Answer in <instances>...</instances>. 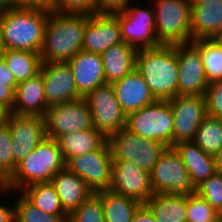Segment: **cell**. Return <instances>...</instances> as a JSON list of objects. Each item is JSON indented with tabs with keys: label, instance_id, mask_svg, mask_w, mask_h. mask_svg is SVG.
<instances>
[{
	"label": "cell",
	"instance_id": "obj_1",
	"mask_svg": "<svg viewBox=\"0 0 222 222\" xmlns=\"http://www.w3.org/2000/svg\"><path fill=\"white\" fill-rule=\"evenodd\" d=\"M85 26L86 14L49 10L40 51L42 63L68 62L83 50Z\"/></svg>",
	"mask_w": 222,
	"mask_h": 222
},
{
	"label": "cell",
	"instance_id": "obj_2",
	"mask_svg": "<svg viewBox=\"0 0 222 222\" xmlns=\"http://www.w3.org/2000/svg\"><path fill=\"white\" fill-rule=\"evenodd\" d=\"M49 9L15 6L2 10L4 49L40 53Z\"/></svg>",
	"mask_w": 222,
	"mask_h": 222
},
{
	"label": "cell",
	"instance_id": "obj_3",
	"mask_svg": "<svg viewBox=\"0 0 222 222\" xmlns=\"http://www.w3.org/2000/svg\"><path fill=\"white\" fill-rule=\"evenodd\" d=\"M136 69L156 100H170L178 95L177 45L138 49Z\"/></svg>",
	"mask_w": 222,
	"mask_h": 222
},
{
	"label": "cell",
	"instance_id": "obj_4",
	"mask_svg": "<svg viewBox=\"0 0 222 222\" xmlns=\"http://www.w3.org/2000/svg\"><path fill=\"white\" fill-rule=\"evenodd\" d=\"M64 168L65 160L57 140L46 137L16 165L12 175L0 187L6 192L12 188L23 190L30 184L50 182Z\"/></svg>",
	"mask_w": 222,
	"mask_h": 222
},
{
	"label": "cell",
	"instance_id": "obj_5",
	"mask_svg": "<svg viewBox=\"0 0 222 222\" xmlns=\"http://www.w3.org/2000/svg\"><path fill=\"white\" fill-rule=\"evenodd\" d=\"M155 25L160 45L191 43V4L189 0H157Z\"/></svg>",
	"mask_w": 222,
	"mask_h": 222
},
{
	"label": "cell",
	"instance_id": "obj_6",
	"mask_svg": "<svg viewBox=\"0 0 222 222\" xmlns=\"http://www.w3.org/2000/svg\"><path fill=\"white\" fill-rule=\"evenodd\" d=\"M125 129L142 138L161 141L173 147L174 117L170 102L156 100L128 114Z\"/></svg>",
	"mask_w": 222,
	"mask_h": 222
},
{
	"label": "cell",
	"instance_id": "obj_7",
	"mask_svg": "<svg viewBox=\"0 0 222 222\" xmlns=\"http://www.w3.org/2000/svg\"><path fill=\"white\" fill-rule=\"evenodd\" d=\"M113 161H128L151 171L168 147L161 141L142 138L122 129L108 138Z\"/></svg>",
	"mask_w": 222,
	"mask_h": 222
},
{
	"label": "cell",
	"instance_id": "obj_8",
	"mask_svg": "<svg viewBox=\"0 0 222 222\" xmlns=\"http://www.w3.org/2000/svg\"><path fill=\"white\" fill-rule=\"evenodd\" d=\"M150 183L154 193L192 194L195 188L189 173L174 147H167L150 171Z\"/></svg>",
	"mask_w": 222,
	"mask_h": 222
},
{
	"label": "cell",
	"instance_id": "obj_9",
	"mask_svg": "<svg viewBox=\"0 0 222 222\" xmlns=\"http://www.w3.org/2000/svg\"><path fill=\"white\" fill-rule=\"evenodd\" d=\"M46 136H60L95 128L93 116L85 98L50 106L44 116Z\"/></svg>",
	"mask_w": 222,
	"mask_h": 222
},
{
	"label": "cell",
	"instance_id": "obj_10",
	"mask_svg": "<svg viewBox=\"0 0 222 222\" xmlns=\"http://www.w3.org/2000/svg\"><path fill=\"white\" fill-rule=\"evenodd\" d=\"M112 162V152L107 140L98 150L69 158L65 167L81 177L95 194L109 190Z\"/></svg>",
	"mask_w": 222,
	"mask_h": 222
},
{
	"label": "cell",
	"instance_id": "obj_11",
	"mask_svg": "<svg viewBox=\"0 0 222 222\" xmlns=\"http://www.w3.org/2000/svg\"><path fill=\"white\" fill-rule=\"evenodd\" d=\"M85 100L89 104L95 129L107 139L125 128L127 115L115 97L112 84L99 85Z\"/></svg>",
	"mask_w": 222,
	"mask_h": 222
},
{
	"label": "cell",
	"instance_id": "obj_12",
	"mask_svg": "<svg viewBox=\"0 0 222 222\" xmlns=\"http://www.w3.org/2000/svg\"><path fill=\"white\" fill-rule=\"evenodd\" d=\"M4 121L11 133L14 172L16 165L47 137L45 121L44 117L14 113H6Z\"/></svg>",
	"mask_w": 222,
	"mask_h": 222
},
{
	"label": "cell",
	"instance_id": "obj_13",
	"mask_svg": "<svg viewBox=\"0 0 222 222\" xmlns=\"http://www.w3.org/2000/svg\"><path fill=\"white\" fill-rule=\"evenodd\" d=\"M168 101L174 117L173 146L193 141L198 127L207 116L205 95H177Z\"/></svg>",
	"mask_w": 222,
	"mask_h": 222
},
{
	"label": "cell",
	"instance_id": "obj_14",
	"mask_svg": "<svg viewBox=\"0 0 222 222\" xmlns=\"http://www.w3.org/2000/svg\"><path fill=\"white\" fill-rule=\"evenodd\" d=\"M110 191L145 204L154 192L150 172L128 161H113Z\"/></svg>",
	"mask_w": 222,
	"mask_h": 222
},
{
	"label": "cell",
	"instance_id": "obj_15",
	"mask_svg": "<svg viewBox=\"0 0 222 222\" xmlns=\"http://www.w3.org/2000/svg\"><path fill=\"white\" fill-rule=\"evenodd\" d=\"M123 42L134 48H153L160 46L156 38L154 12L139 7L127 8L118 14Z\"/></svg>",
	"mask_w": 222,
	"mask_h": 222
},
{
	"label": "cell",
	"instance_id": "obj_16",
	"mask_svg": "<svg viewBox=\"0 0 222 222\" xmlns=\"http://www.w3.org/2000/svg\"><path fill=\"white\" fill-rule=\"evenodd\" d=\"M177 59L179 64L178 95H205L209 83L199 50L192 43L177 45Z\"/></svg>",
	"mask_w": 222,
	"mask_h": 222
},
{
	"label": "cell",
	"instance_id": "obj_17",
	"mask_svg": "<svg viewBox=\"0 0 222 222\" xmlns=\"http://www.w3.org/2000/svg\"><path fill=\"white\" fill-rule=\"evenodd\" d=\"M123 42L118 14H86V26L83 33V50L102 54L113 45Z\"/></svg>",
	"mask_w": 222,
	"mask_h": 222
},
{
	"label": "cell",
	"instance_id": "obj_18",
	"mask_svg": "<svg viewBox=\"0 0 222 222\" xmlns=\"http://www.w3.org/2000/svg\"><path fill=\"white\" fill-rule=\"evenodd\" d=\"M41 70L49 107L82 98L76 90L73 71L68 62L42 63Z\"/></svg>",
	"mask_w": 222,
	"mask_h": 222
},
{
	"label": "cell",
	"instance_id": "obj_19",
	"mask_svg": "<svg viewBox=\"0 0 222 222\" xmlns=\"http://www.w3.org/2000/svg\"><path fill=\"white\" fill-rule=\"evenodd\" d=\"M115 97L128 115L156 101L143 76L135 68L123 79L112 84Z\"/></svg>",
	"mask_w": 222,
	"mask_h": 222
},
{
	"label": "cell",
	"instance_id": "obj_20",
	"mask_svg": "<svg viewBox=\"0 0 222 222\" xmlns=\"http://www.w3.org/2000/svg\"><path fill=\"white\" fill-rule=\"evenodd\" d=\"M68 63L73 71L76 90L82 98L106 83L101 54L81 50Z\"/></svg>",
	"mask_w": 222,
	"mask_h": 222
},
{
	"label": "cell",
	"instance_id": "obj_21",
	"mask_svg": "<svg viewBox=\"0 0 222 222\" xmlns=\"http://www.w3.org/2000/svg\"><path fill=\"white\" fill-rule=\"evenodd\" d=\"M49 106L46 103L43 72L17 84L11 113L44 117Z\"/></svg>",
	"mask_w": 222,
	"mask_h": 222
},
{
	"label": "cell",
	"instance_id": "obj_22",
	"mask_svg": "<svg viewBox=\"0 0 222 222\" xmlns=\"http://www.w3.org/2000/svg\"><path fill=\"white\" fill-rule=\"evenodd\" d=\"M50 182L55 187L61 206L68 215L94 194L81 177L66 167L56 173Z\"/></svg>",
	"mask_w": 222,
	"mask_h": 222
},
{
	"label": "cell",
	"instance_id": "obj_23",
	"mask_svg": "<svg viewBox=\"0 0 222 222\" xmlns=\"http://www.w3.org/2000/svg\"><path fill=\"white\" fill-rule=\"evenodd\" d=\"M173 147L183 160L194 188L216 173L214 156L206 154L195 142H180Z\"/></svg>",
	"mask_w": 222,
	"mask_h": 222
},
{
	"label": "cell",
	"instance_id": "obj_24",
	"mask_svg": "<svg viewBox=\"0 0 222 222\" xmlns=\"http://www.w3.org/2000/svg\"><path fill=\"white\" fill-rule=\"evenodd\" d=\"M192 40L212 39L222 35V0L191 5Z\"/></svg>",
	"mask_w": 222,
	"mask_h": 222
},
{
	"label": "cell",
	"instance_id": "obj_25",
	"mask_svg": "<svg viewBox=\"0 0 222 222\" xmlns=\"http://www.w3.org/2000/svg\"><path fill=\"white\" fill-rule=\"evenodd\" d=\"M137 49L122 42L101 54L105 82L113 84L136 68Z\"/></svg>",
	"mask_w": 222,
	"mask_h": 222
},
{
	"label": "cell",
	"instance_id": "obj_26",
	"mask_svg": "<svg viewBox=\"0 0 222 222\" xmlns=\"http://www.w3.org/2000/svg\"><path fill=\"white\" fill-rule=\"evenodd\" d=\"M145 205L158 222H187V195L154 193Z\"/></svg>",
	"mask_w": 222,
	"mask_h": 222
},
{
	"label": "cell",
	"instance_id": "obj_27",
	"mask_svg": "<svg viewBox=\"0 0 222 222\" xmlns=\"http://www.w3.org/2000/svg\"><path fill=\"white\" fill-rule=\"evenodd\" d=\"M108 139L95 128L68 133L57 139L65 162L75 156L98 150Z\"/></svg>",
	"mask_w": 222,
	"mask_h": 222
},
{
	"label": "cell",
	"instance_id": "obj_28",
	"mask_svg": "<svg viewBox=\"0 0 222 222\" xmlns=\"http://www.w3.org/2000/svg\"><path fill=\"white\" fill-rule=\"evenodd\" d=\"M95 194L101 199L105 222H132L135 212L142 205L135 199L110 190Z\"/></svg>",
	"mask_w": 222,
	"mask_h": 222
},
{
	"label": "cell",
	"instance_id": "obj_29",
	"mask_svg": "<svg viewBox=\"0 0 222 222\" xmlns=\"http://www.w3.org/2000/svg\"><path fill=\"white\" fill-rule=\"evenodd\" d=\"M0 56L13 73L16 83L26 81L40 72L42 60L40 53L4 49Z\"/></svg>",
	"mask_w": 222,
	"mask_h": 222
},
{
	"label": "cell",
	"instance_id": "obj_30",
	"mask_svg": "<svg viewBox=\"0 0 222 222\" xmlns=\"http://www.w3.org/2000/svg\"><path fill=\"white\" fill-rule=\"evenodd\" d=\"M22 195L34 206L50 215H68L51 182L34 183L23 188Z\"/></svg>",
	"mask_w": 222,
	"mask_h": 222
},
{
	"label": "cell",
	"instance_id": "obj_31",
	"mask_svg": "<svg viewBox=\"0 0 222 222\" xmlns=\"http://www.w3.org/2000/svg\"><path fill=\"white\" fill-rule=\"evenodd\" d=\"M191 43L199 50L209 84L222 81V44L217 38L197 39Z\"/></svg>",
	"mask_w": 222,
	"mask_h": 222
},
{
	"label": "cell",
	"instance_id": "obj_32",
	"mask_svg": "<svg viewBox=\"0 0 222 222\" xmlns=\"http://www.w3.org/2000/svg\"><path fill=\"white\" fill-rule=\"evenodd\" d=\"M206 154L215 156L222 149V120L207 115L193 140Z\"/></svg>",
	"mask_w": 222,
	"mask_h": 222
},
{
	"label": "cell",
	"instance_id": "obj_33",
	"mask_svg": "<svg viewBox=\"0 0 222 222\" xmlns=\"http://www.w3.org/2000/svg\"><path fill=\"white\" fill-rule=\"evenodd\" d=\"M15 222H67L68 215H50L32 205L23 195L14 204Z\"/></svg>",
	"mask_w": 222,
	"mask_h": 222
},
{
	"label": "cell",
	"instance_id": "obj_34",
	"mask_svg": "<svg viewBox=\"0 0 222 222\" xmlns=\"http://www.w3.org/2000/svg\"><path fill=\"white\" fill-rule=\"evenodd\" d=\"M187 222H218V213L194 192L187 195Z\"/></svg>",
	"mask_w": 222,
	"mask_h": 222
},
{
	"label": "cell",
	"instance_id": "obj_35",
	"mask_svg": "<svg viewBox=\"0 0 222 222\" xmlns=\"http://www.w3.org/2000/svg\"><path fill=\"white\" fill-rule=\"evenodd\" d=\"M67 222H105L101 199L91 195L68 215Z\"/></svg>",
	"mask_w": 222,
	"mask_h": 222
},
{
	"label": "cell",
	"instance_id": "obj_36",
	"mask_svg": "<svg viewBox=\"0 0 222 222\" xmlns=\"http://www.w3.org/2000/svg\"><path fill=\"white\" fill-rule=\"evenodd\" d=\"M11 133L5 121L0 123V185L13 173Z\"/></svg>",
	"mask_w": 222,
	"mask_h": 222
},
{
	"label": "cell",
	"instance_id": "obj_37",
	"mask_svg": "<svg viewBox=\"0 0 222 222\" xmlns=\"http://www.w3.org/2000/svg\"><path fill=\"white\" fill-rule=\"evenodd\" d=\"M195 192L203 197L218 213L222 208V174L215 173L198 185Z\"/></svg>",
	"mask_w": 222,
	"mask_h": 222
},
{
	"label": "cell",
	"instance_id": "obj_38",
	"mask_svg": "<svg viewBox=\"0 0 222 222\" xmlns=\"http://www.w3.org/2000/svg\"><path fill=\"white\" fill-rule=\"evenodd\" d=\"M52 11L93 15L95 0H52Z\"/></svg>",
	"mask_w": 222,
	"mask_h": 222
},
{
	"label": "cell",
	"instance_id": "obj_39",
	"mask_svg": "<svg viewBox=\"0 0 222 222\" xmlns=\"http://www.w3.org/2000/svg\"><path fill=\"white\" fill-rule=\"evenodd\" d=\"M205 97L207 115L222 120V81L209 84Z\"/></svg>",
	"mask_w": 222,
	"mask_h": 222
},
{
	"label": "cell",
	"instance_id": "obj_40",
	"mask_svg": "<svg viewBox=\"0 0 222 222\" xmlns=\"http://www.w3.org/2000/svg\"><path fill=\"white\" fill-rule=\"evenodd\" d=\"M129 0H95V13L100 15H116L129 7Z\"/></svg>",
	"mask_w": 222,
	"mask_h": 222
},
{
	"label": "cell",
	"instance_id": "obj_41",
	"mask_svg": "<svg viewBox=\"0 0 222 222\" xmlns=\"http://www.w3.org/2000/svg\"><path fill=\"white\" fill-rule=\"evenodd\" d=\"M15 101V90L9 86L0 84V109L5 113H11Z\"/></svg>",
	"mask_w": 222,
	"mask_h": 222
},
{
	"label": "cell",
	"instance_id": "obj_42",
	"mask_svg": "<svg viewBox=\"0 0 222 222\" xmlns=\"http://www.w3.org/2000/svg\"><path fill=\"white\" fill-rule=\"evenodd\" d=\"M0 84L9 85L14 90L16 89L17 86L13 73L10 71L6 62L1 56H0Z\"/></svg>",
	"mask_w": 222,
	"mask_h": 222
},
{
	"label": "cell",
	"instance_id": "obj_43",
	"mask_svg": "<svg viewBox=\"0 0 222 222\" xmlns=\"http://www.w3.org/2000/svg\"><path fill=\"white\" fill-rule=\"evenodd\" d=\"M132 222H158L149 208L142 204L134 214Z\"/></svg>",
	"mask_w": 222,
	"mask_h": 222
},
{
	"label": "cell",
	"instance_id": "obj_44",
	"mask_svg": "<svg viewBox=\"0 0 222 222\" xmlns=\"http://www.w3.org/2000/svg\"><path fill=\"white\" fill-rule=\"evenodd\" d=\"M20 6L41 7L52 10V0H20Z\"/></svg>",
	"mask_w": 222,
	"mask_h": 222
},
{
	"label": "cell",
	"instance_id": "obj_45",
	"mask_svg": "<svg viewBox=\"0 0 222 222\" xmlns=\"http://www.w3.org/2000/svg\"><path fill=\"white\" fill-rule=\"evenodd\" d=\"M0 222H15V208H8L0 204Z\"/></svg>",
	"mask_w": 222,
	"mask_h": 222
},
{
	"label": "cell",
	"instance_id": "obj_46",
	"mask_svg": "<svg viewBox=\"0 0 222 222\" xmlns=\"http://www.w3.org/2000/svg\"><path fill=\"white\" fill-rule=\"evenodd\" d=\"M15 6H20V0H0V9L2 10Z\"/></svg>",
	"mask_w": 222,
	"mask_h": 222
},
{
	"label": "cell",
	"instance_id": "obj_47",
	"mask_svg": "<svg viewBox=\"0 0 222 222\" xmlns=\"http://www.w3.org/2000/svg\"><path fill=\"white\" fill-rule=\"evenodd\" d=\"M216 173L222 174V149L214 156Z\"/></svg>",
	"mask_w": 222,
	"mask_h": 222
},
{
	"label": "cell",
	"instance_id": "obj_48",
	"mask_svg": "<svg viewBox=\"0 0 222 222\" xmlns=\"http://www.w3.org/2000/svg\"><path fill=\"white\" fill-rule=\"evenodd\" d=\"M215 1H221V0H189L191 5L207 4V3H213Z\"/></svg>",
	"mask_w": 222,
	"mask_h": 222
},
{
	"label": "cell",
	"instance_id": "obj_49",
	"mask_svg": "<svg viewBox=\"0 0 222 222\" xmlns=\"http://www.w3.org/2000/svg\"><path fill=\"white\" fill-rule=\"evenodd\" d=\"M4 50L2 39V9H0V53Z\"/></svg>",
	"mask_w": 222,
	"mask_h": 222
},
{
	"label": "cell",
	"instance_id": "obj_50",
	"mask_svg": "<svg viewBox=\"0 0 222 222\" xmlns=\"http://www.w3.org/2000/svg\"><path fill=\"white\" fill-rule=\"evenodd\" d=\"M5 114H6V113H5L2 109H0V123H1L2 121H4Z\"/></svg>",
	"mask_w": 222,
	"mask_h": 222
},
{
	"label": "cell",
	"instance_id": "obj_51",
	"mask_svg": "<svg viewBox=\"0 0 222 222\" xmlns=\"http://www.w3.org/2000/svg\"><path fill=\"white\" fill-rule=\"evenodd\" d=\"M218 222H222V208L218 212Z\"/></svg>",
	"mask_w": 222,
	"mask_h": 222
},
{
	"label": "cell",
	"instance_id": "obj_52",
	"mask_svg": "<svg viewBox=\"0 0 222 222\" xmlns=\"http://www.w3.org/2000/svg\"><path fill=\"white\" fill-rule=\"evenodd\" d=\"M222 44V35L217 38Z\"/></svg>",
	"mask_w": 222,
	"mask_h": 222
}]
</instances>
